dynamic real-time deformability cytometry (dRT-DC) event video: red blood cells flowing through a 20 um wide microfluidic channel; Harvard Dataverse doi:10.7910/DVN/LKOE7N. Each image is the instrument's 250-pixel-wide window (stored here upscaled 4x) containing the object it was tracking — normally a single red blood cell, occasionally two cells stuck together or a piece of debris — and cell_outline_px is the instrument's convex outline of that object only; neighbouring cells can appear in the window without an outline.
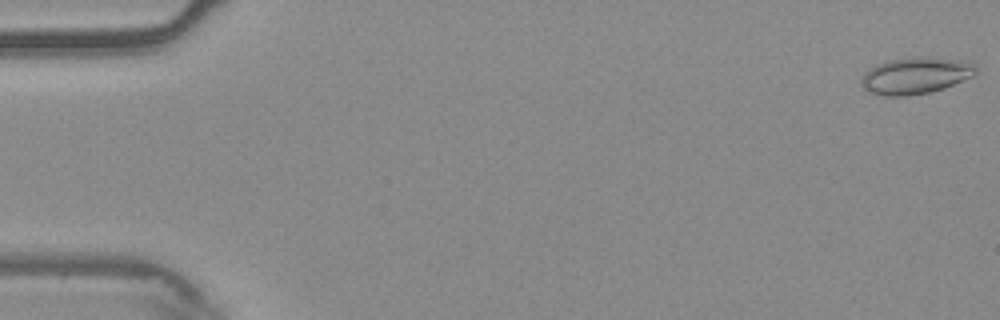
{"species": "common noctule bat (a hibernating species)", "species_latin": "Nyctalus noctula", "temperature_condition": "warm", "stored_images_in_passage": 55, "camera_frame_rate_fps": 3000, "um_per_image_px": 0.085, "animal": {"sex": "male", "body_mass_g": 20.4}, "frame": {"image": 1, "passage_image": 1, "time_ms": 0.0, "image_size_px": [1000, 320], "cell_outline_px": [[976, 72], [972, 76], [944, 88], [928, 92], [908, 96], [884, 96], [872, 92], [860, 84], [860, 80], [864, 72], [876, 64], [892, 60], [916, 56], [920, 56], [964, 60], [976, 64]], "centroid_in_image_um": [77.83, 6.41], "position_along_channel_um": 7.2, "area_um2": 24.39}}
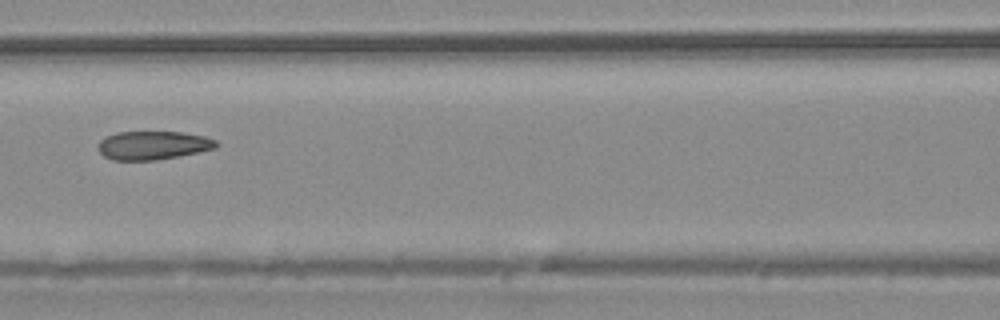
{"frame": {"image": 2, "passage_image": 25, "time_ms": 8.0, "image_size_px": [1000, 320], "cell_outline_px": [[220, 144], [216, 148], [200, 152], [156, 160], [112, 160], [104, 156], [96, 148], [96, 144], [104, 136], [116, 132], [180, 132], [204, 136], [216, 140]], "centroid_in_image_um": [12.97, 12.35], "position_along_channel_um": 153.6, "area_um2": 19.88}}
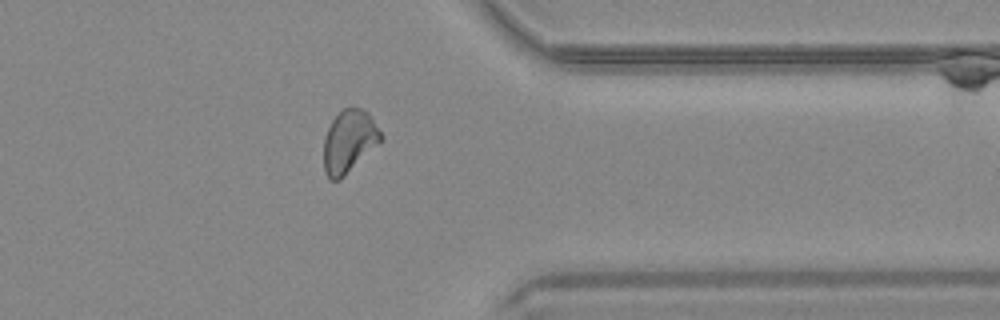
{"frame": {"image": 3, "passage_image": 44, "time_ms": 14.333, "image_size_px": [1000, 320], "cell_outline_px": [[384, 140], [340, 180], [328, 180], [324, 172], [324, 136], [332, 120], [344, 108], [364, 108], [368, 112], [384, 136]], "centroid_in_image_um": [29.69, 12.04], "position_along_channel_um": 381.7, "area_um2": 21.15}, "authors_computed_cell_mechanics": {"area_um2": 21.1548, "velocity_mm_per_s": 3.7407, "shape_relaxation_time_tau1_ms": 10.7557, "shape_relaxation_time_tau2_ms": 1.8006, "deformation_change_tau1": 0.207, "deformation_change_tau2": 0.0761}}